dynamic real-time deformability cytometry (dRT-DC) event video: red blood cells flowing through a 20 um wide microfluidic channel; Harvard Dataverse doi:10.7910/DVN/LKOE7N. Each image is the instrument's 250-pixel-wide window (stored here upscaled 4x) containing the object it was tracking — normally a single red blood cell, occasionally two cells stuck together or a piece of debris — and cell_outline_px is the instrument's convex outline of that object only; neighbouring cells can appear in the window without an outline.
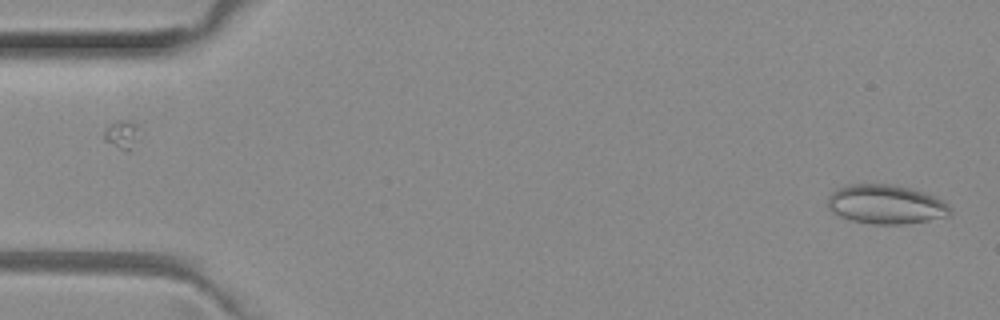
{"species": "common noctule bat (a hibernating species)", "species_latin": "Nyctalus noctula", "temperature_condition": "room temperature", "stored_images_in_passage": 50, "camera_frame_rate_fps": 3000, "um_per_image_px": 0.085, "animal": {"sex": "female", "body_mass_g": 29.2, "forearm_length_mm": 56.3}, "frame": {"image": 1, "passage_image": 1, "time_ms": 0.0, "image_size_px": [1000, 320], "cell_outline_px": [[952, 212], [948, 216], [928, 220], [904, 224], [872, 224], [852, 220], [840, 216], [832, 212], [828, 208], [828, 196], [836, 188], [848, 184], [892, 184], [908, 188], [936, 196], [948, 204], [952, 208]], "centroid_in_image_um": [75.3, 17.37], "position_along_channel_um": 9.7, "area_um2": 28.03}}
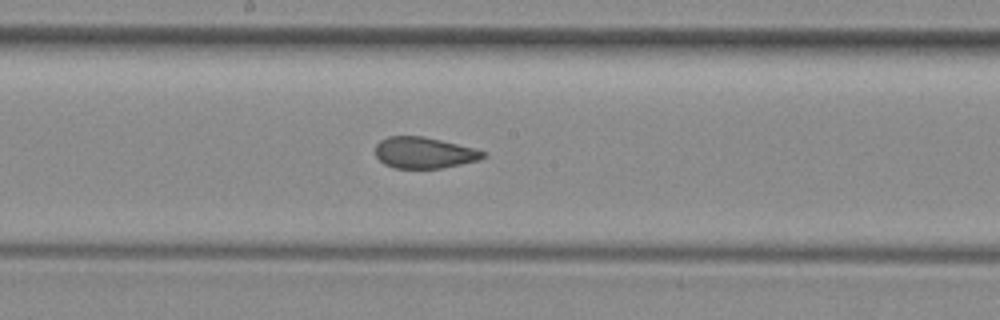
{"frame": {"image": 2, "passage_image": 26, "time_ms": 8.333, "image_size_px": [1000, 320], "cell_outline_px": [[484, 156], [480, 160], [440, 168], [392, 168], [384, 164], [376, 156], [376, 144], [380, 140], [388, 136], [424, 136], [472, 148], [484, 152]], "centroid_in_image_um": [35.99, 12.98], "position_along_channel_um": 212.2, "area_um2": 19.36}}
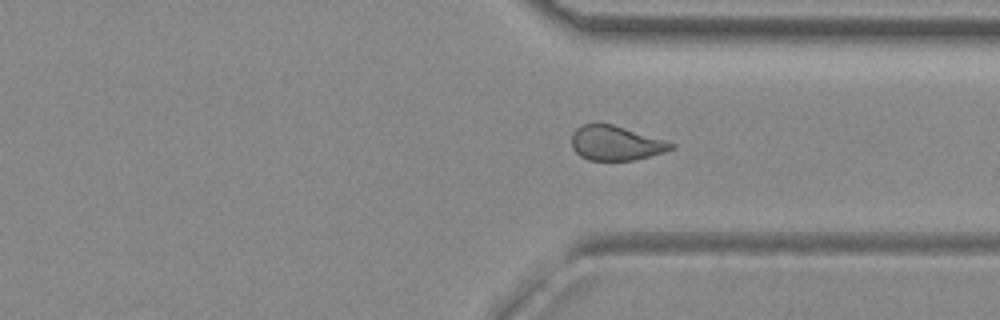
{"frame": {"image": 3, "passage_image": 37, "time_ms": 12.0, "image_size_px": [1000, 320], "cell_outline_px": [[676, 148], [664, 152], [632, 160], [588, 160], [580, 156], [572, 148], [572, 132], [580, 124], [612, 124], [664, 140], [676, 144]], "centroid_in_image_um": [52.32, 12.16], "position_along_channel_um": 359.1, "area_um2": 19.88}, "authors_computed_cell_mechanics": {"area_um2": 21.0392, "velocity_mm_per_s": 4.0146, "shape_relaxation_time_tau1_ms": null, "shape_relaxation_time_tau2_ms": 1.4884, "deformation_change_tau1": null, "deformation_change_tau2": 0.0731}}